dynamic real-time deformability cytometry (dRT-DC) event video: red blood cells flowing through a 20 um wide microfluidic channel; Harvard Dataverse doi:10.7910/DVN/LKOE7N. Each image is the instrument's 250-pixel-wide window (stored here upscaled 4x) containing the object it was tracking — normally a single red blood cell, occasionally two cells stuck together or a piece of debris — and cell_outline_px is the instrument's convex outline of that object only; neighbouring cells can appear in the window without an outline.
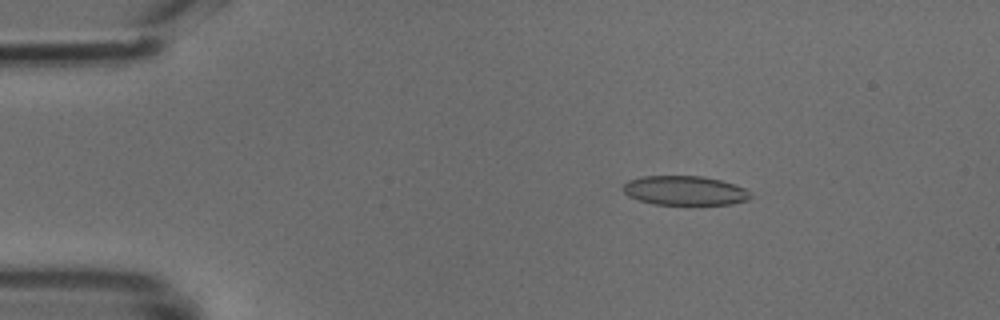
{"species": "common noctule bat (a hibernating species)", "species_latin": "Nyctalus noctula", "temperature_condition": "cold", "stored_images_in_passage": 49, "camera_frame_rate_fps": 3000, "um_per_image_px": 0.085, "animal": {"sex": "male", "body_mass_g": 18.8}, "frame": {"image": 1, "passage_image": 8, "time_ms": 2.333, "image_size_px": [1000, 320], "cell_outline_px": [[752, 196], [748, 200], [732, 204], [688, 208], [652, 204], [628, 196], [624, 192], [624, 184], [628, 180], [644, 176], [704, 176], [720, 180], [744, 188], [752, 192]], "centroid_in_image_um": [58.25, 16.26], "position_along_channel_um": 26.7, "area_um2": 22.83}}
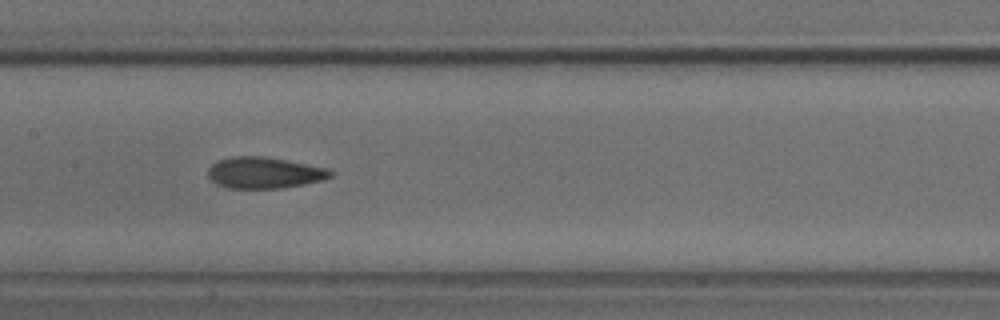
{"frame": {"image": 2, "passage_image": 24, "time_ms": 7.667, "image_size_px": [1000, 320], "cell_outline_px": [[332, 176], [324, 180], [304, 184], [280, 188], [228, 188], [216, 184], [208, 176], [208, 168], [212, 164], [220, 160], [236, 156], [264, 156], [328, 168], [332, 172]], "centroid_in_image_um": [22.47, 14.69], "position_along_channel_um": 184.9, "area_um2": 22.2}}
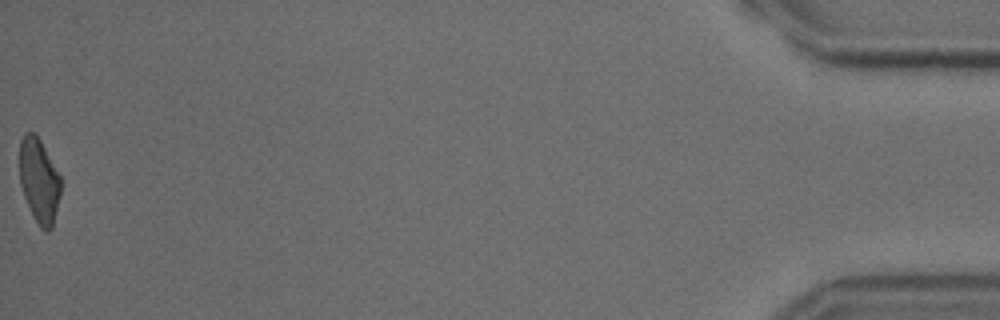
{"frame": {"image": 3, "passage_image": 49, "time_ms": 16.0, "image_size_px": [1000, 320], "cell_outline_px": [[60, 192], [52, 228], [48, 232], [44, 232], [40, 228], [24, 196], [20, 184], [20, 140], [24, 132], [32, 132], [40, 140], [60, 176]], "centroid_in_image_um": [3.31, 15.35], "position_along_channel_um": 431.9, "area_um2": 19.88}}